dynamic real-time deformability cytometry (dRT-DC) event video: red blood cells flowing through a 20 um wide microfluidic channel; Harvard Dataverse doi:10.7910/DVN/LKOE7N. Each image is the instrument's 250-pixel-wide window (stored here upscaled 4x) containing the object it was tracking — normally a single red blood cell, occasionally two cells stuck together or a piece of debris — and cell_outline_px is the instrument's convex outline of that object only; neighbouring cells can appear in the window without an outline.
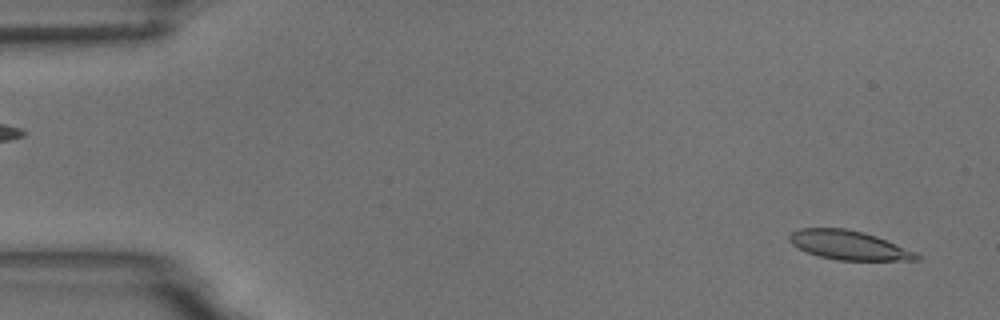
{"species": "common noctule bat (a hibernating species)", "species_latin": "Nyctalus noctula", "temperature_condition": "room temperature", "stored_images_in_passage": 32, "camera_frame_rate_fps": 3000, "um_per_image_px": 0.085, "animal": {"sex": "male", "body_mass_g": 18.8}, "frame": {"image": 1, "passage_image": 2, "time_ms": 0.333, "image_size_px": [1000, 320], "cell_outline_px": [[920, 260], [836, 260], [820, 256], [808, 252], [792, 244], [788, 240], [788, 236], [792, 232], [800, 228], [844, 228], [864, 232], [876, 236], [916, 252], [920, 256]], "centroid_in_image_um": [72.14, 20.83], "position_along_channel_um": 12.9, "area_um2": 21.39}}
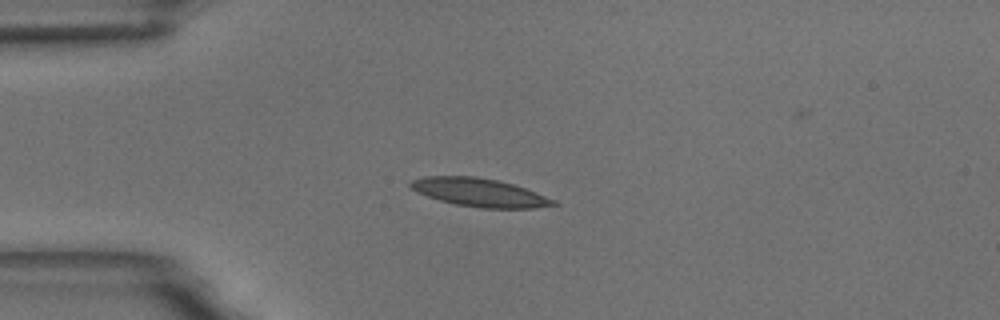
{"frame": {"image": 2, "passage_image": 13, "time_ms": 4.0, "image_size_px": [1000, 320], "cell_outline_px": [[560, 204], [536, 208], [480, 208], [456, 204], [440, 200], [416, 192], [408, 184], [412, 180], [424, 176], [476, 176], [496, 180], [512, 184], [536, 192], [556, 200]], "centroid_in_image_um": [40.77, 16.36], "position_along_channel_um": 44.2, "area_um2": 23.47}}
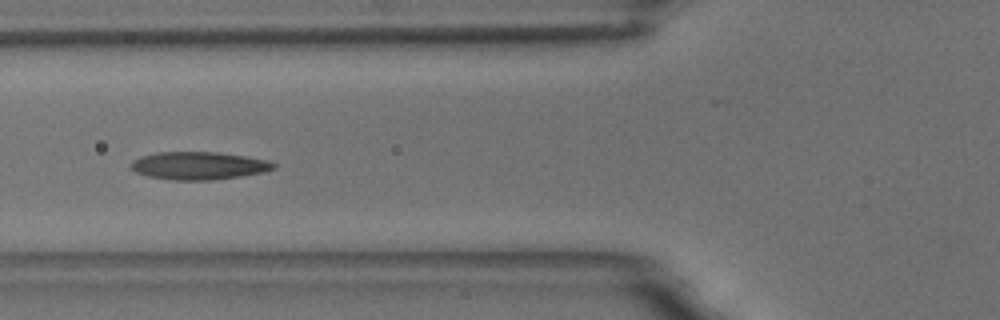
{"frame": {"image": 3, "passage_image": 20, "time_ms": 6.333, "image_size_px": [1000, 320], "cell_outline_px": [[276, 168], [264, 172], [240, 176], [212, 180], [172, 180], [148, 176], [136, 172], [128, 168], [132, 160], [140, 156], [156, 152], [216, 152], [244, 156], [268, 160], [276, 164]], "centroid_in_image_um": [16.85, 14.08], "position_along_channel_um": 108.9, "area_um2": 23.24}}